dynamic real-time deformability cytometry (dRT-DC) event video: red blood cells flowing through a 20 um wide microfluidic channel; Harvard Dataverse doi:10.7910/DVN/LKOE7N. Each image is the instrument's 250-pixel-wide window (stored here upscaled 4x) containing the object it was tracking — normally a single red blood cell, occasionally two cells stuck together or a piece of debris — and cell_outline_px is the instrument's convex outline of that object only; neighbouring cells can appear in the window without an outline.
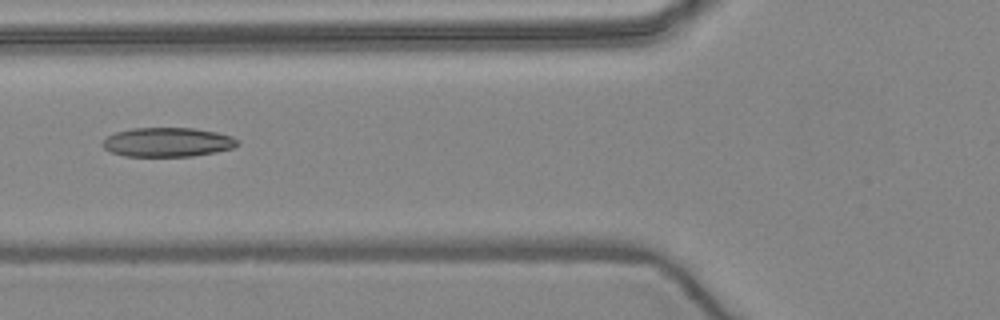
{"species": "common noctule bat (a hibernating species)", "species_latin": "Nyctalus noctula", "temperature_condition": "warm", "stored_images_in_passage": 6, "camera_frame_rate_fps": 3000, "um_per_image_px": 0.085, "animal": {"sex": "female", "body_mass_g": 24.6, "forearm_length_mm": 56.2}, "frame": {"image": 1, "passage_image": 5, "time_ms": 6.0, "image_size_px": [1000, 320], "cell_outline_px": [[240, 144], [232, 148], [216, 152], [192, 156], [124, 156], [112, 152], [104, 148], [100, 144], [108, 136], [116, 132], [132, 128], [192, 128], [216, 132], [232, 136], [240, 140]], "centroid_in_image_um": [14.26, 12.08], "position_along_channel_um": 111.5, "area_um2": 23.0}}
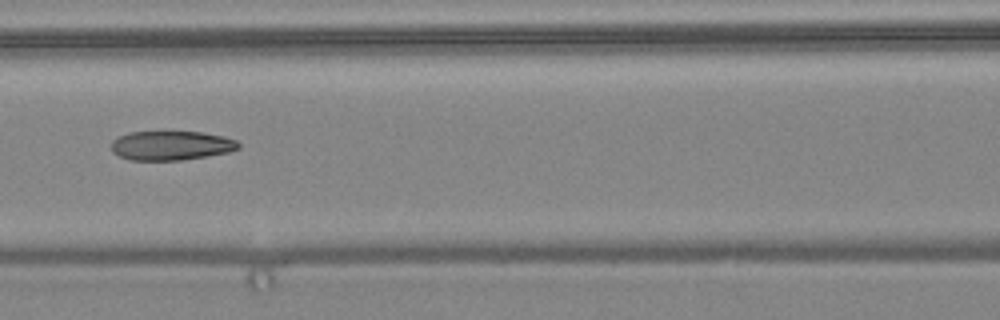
{"frame": {"image": 2, "passage_image": 6, "time_ms": 7.0, "image_size_px": [1000, 320], "cell_outline_px": [[240, 148], [228, 152], [180, 160], [132, 160], [120, 156], [112, 152], [112, 140], [116, 136], [128, 132], [204, 132], [224, 136], [236, 140], [240, 144]], "centroid_in_image_um": [14.53, 12.36], "position_along_channel_um": 152.1, "area_um2": 21.68}}